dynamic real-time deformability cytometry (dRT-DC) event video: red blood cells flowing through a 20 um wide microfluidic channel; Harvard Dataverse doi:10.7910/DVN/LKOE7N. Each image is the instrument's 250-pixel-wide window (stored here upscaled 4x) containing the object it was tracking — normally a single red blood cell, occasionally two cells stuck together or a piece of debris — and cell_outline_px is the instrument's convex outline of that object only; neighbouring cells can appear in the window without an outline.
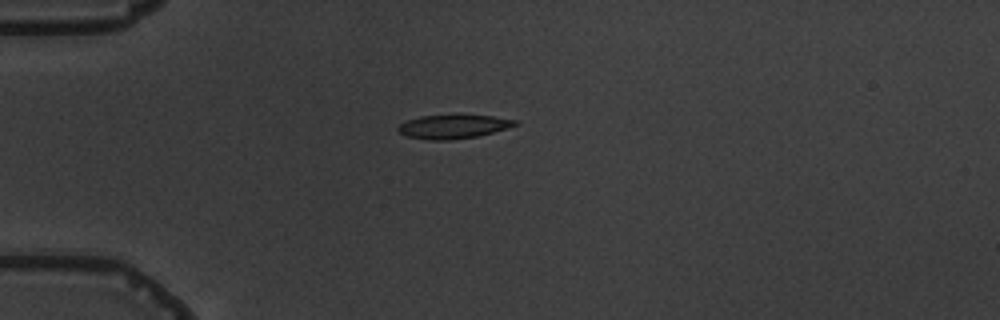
{"species": "common noctule bat (a hibernating species)", "species_latin": "Nyctalus noctula", "temperature_condition": "warm", "stored_images_in_passage": 3, "camera_frame_rate_fps": 3000, "um_per_image_px": 0.085, "animal": {"sex": "male", "body_mass_g": 19.5, "forearm_length_mm": 54.6}, "frame": {"image": 1, "passage_image": 1, "time_ms": 0.0, "image_size_px": [1000, 320], "cell_outline_px": [[516, 124], [508, 128], [476, 136], [452, 140], [428, 140], [408, 136], [400, 132], [396, 128], [400, 124], [408, 120], [420, 116], [456, 112], [492, 116], [516, 120]], "centroid_in_image_um": [38.51, 10.71], "position_along_channel_um": 46.5, "area_um2": 16.76}}
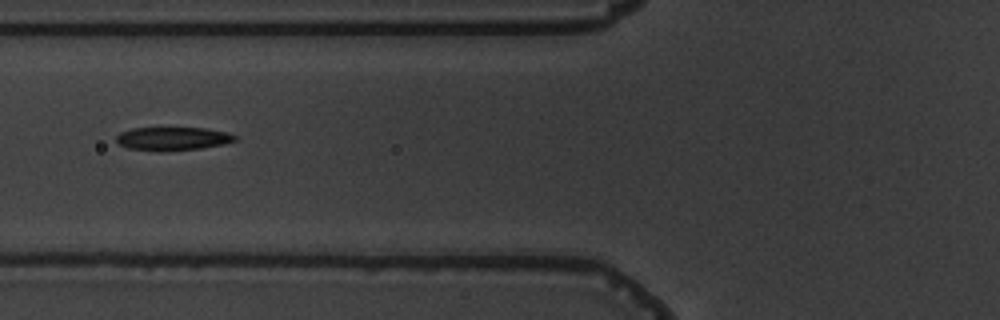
{"frame": {"image": 2, "passage_image": 3, "time_ms": 2.333, "image_size_px": [1000, 320], "cell_outline_px": [[236, 140], [224, 144], [200, 148], [160, 152], [156, 152], [128, 148], [116, 144], [116, 136], [120, 132], [132, 128], [204, 128], [228, 132], [236, 136]], "centroid_in_image_um": [14.63, 11.8], "position_along_channel_um": 111.2, "area_um2": 16.36}}